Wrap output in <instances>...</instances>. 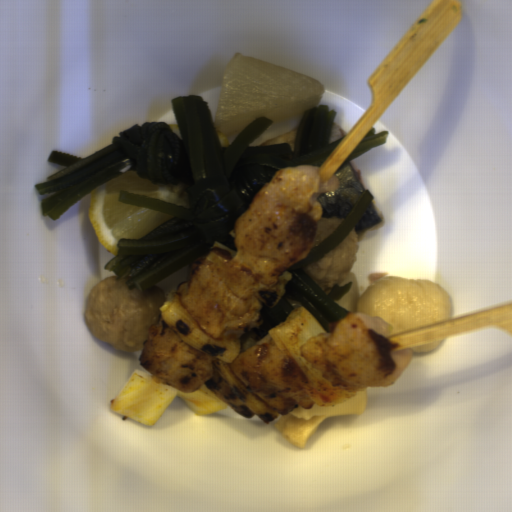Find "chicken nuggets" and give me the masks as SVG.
I'll use <instances>...</instances> for the list:
<instances>
[{
    "label": "chicken nuggets",
    "mask_w": 512,
    "mask_h": 512,
    "mask_svg": "<svg viewBox=\"0 0 512 512\" xmlns=\"http://www.w3.org/2000/svg\"><path fill=\"white\" fill-rule=\"evenodd\" d=\"M139 362L183 393L196 391L213 375V356L191 348L162 318L149 327Z\"/></svg>",
    "instance_id": "5"
},
{
    "label": "chicken nuggets",
    "mask_w": 512,
    "mask_h": 512,
    "mask_svg": "<svg viewBox=\"0 0 512 512\" xmlns=\"http://www.w3.org/2000/svg\"><path fill=\"white\" fill-rule=\"evenodd\" d=\"M332 176L321 182L320 167L308 164L279 170L253 196L234 222L237 254L229 261L264 285L309 256L320 231L322 193L339 188Z\"/></svg>",
    "instance_id": "1"
},
{
    "label": "chicken nuggets",
    "mask_w": 512,
    "mask_h": 512,
    "mask_svg": "<svg viewBox=\"0 0 512 512\" xmlns=\"http://www.w3.org/2000/svg\"><path fill=\"white\" fill-rule=\"evenodd\" d=\"M206 257L197 258L190 266L187 281L177 289L183 308L201 330L216 340L241 339L245 332L264 324L263 301L252 294L240 298L215 277Z\"/></svg>",
    "instance_id": "3"
},
{
    "label": "chicken nuggets",
    "mask_w": 512,
    "mask_h": 512,
    "mask_svg": "<svg viewBox=\"0 0 512 512\" xmlns=\"http://www.w3.org/2000/svg\"><path fill=\"white\" fill-rule=\"evenodd\" d=\"M392 331V324L381 316L349 312L330 322L328 332L307 339L300 351L333 387L386 388L399 379L414 354L412 348L392 350Z\"/></svg>",
    "instance_id": "2"
},
{
    "label": "chicken nuggets",
    "mask_w": 512,
    "mask_h": 512,
    "mask_svg": "<svg viewBox=\"0 0 512 512\" xmlns=\"http://www.w3.org/2000/svg\"><path fill=\"white\" fill-rule=\"evenodd\" d=\"M232 373L270 409L289 415L295 408H312L310 383L289 351L278 346L271 334L238 354Z\"/></svg>",
    "instance_id": "4"
}]
</instances>
